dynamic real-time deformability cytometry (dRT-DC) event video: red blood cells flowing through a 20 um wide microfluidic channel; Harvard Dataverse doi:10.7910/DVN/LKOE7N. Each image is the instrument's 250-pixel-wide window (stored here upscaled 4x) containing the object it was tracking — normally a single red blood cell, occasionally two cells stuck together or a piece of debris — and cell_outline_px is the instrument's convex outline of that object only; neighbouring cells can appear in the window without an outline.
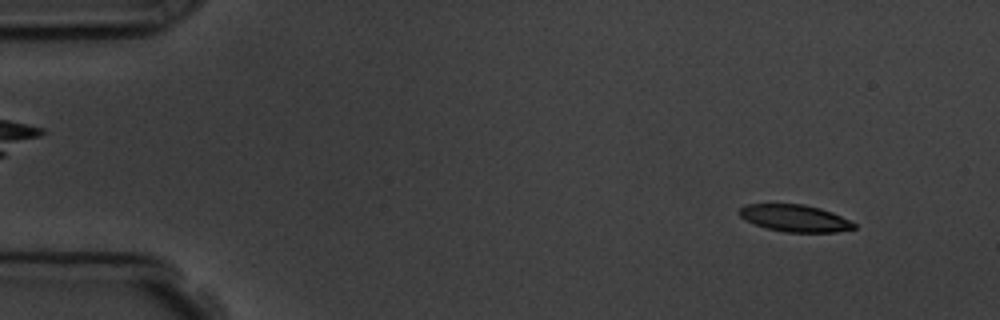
{"species": "common noctule bat (a hibernating species)", "species_latin": "Nyctalus noctula", "temperature_condition": "room temperature", "stored_images_in_passage": 4, "camera_frame_rate_fps": 3000, "um_per_image_px": 0.085, "animal": {"sex": "male", "body_mass_g": 19.5, "forearm_length_mm": 54.6}, "frame": {"image": 1, "passage_image": 1, "time_ms": 0.0, "image_size_px": [1000, 320], "cell_outline_px": [[856, 228], [836, 232], [784, 232], [768, 228], [744, 220], [736, 212], [744, 204], [804, 204], [820, 208], [832, 212], [856, 224]], "centroid_in_image_um": [67.53, 18.54], "position_along_channel_um": 17.5, "area_um2": 18.03}}
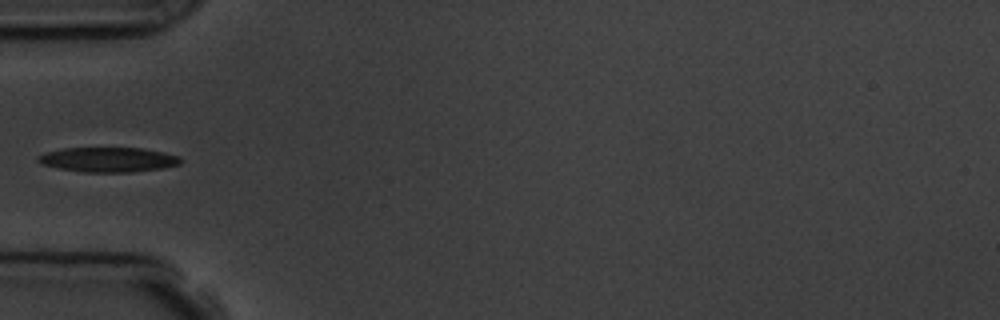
{"frame": {"image": 2, "passage_image": 4, "time_ms": 4.333, "image_size_px": [1000, 320], "cell_outline_px": [[180, 164], [164, 168], [132, 172], [84, 172], [60, 168], [44, 164], [36, 160], [36, 156], [48, 152], [64, 148], [140, 148], [164, 152], [180, 156]], "centroid_in_image_um": [9.23, 13.57], "position_along_channel_um": 75.8, "area_um2": 20.4}}